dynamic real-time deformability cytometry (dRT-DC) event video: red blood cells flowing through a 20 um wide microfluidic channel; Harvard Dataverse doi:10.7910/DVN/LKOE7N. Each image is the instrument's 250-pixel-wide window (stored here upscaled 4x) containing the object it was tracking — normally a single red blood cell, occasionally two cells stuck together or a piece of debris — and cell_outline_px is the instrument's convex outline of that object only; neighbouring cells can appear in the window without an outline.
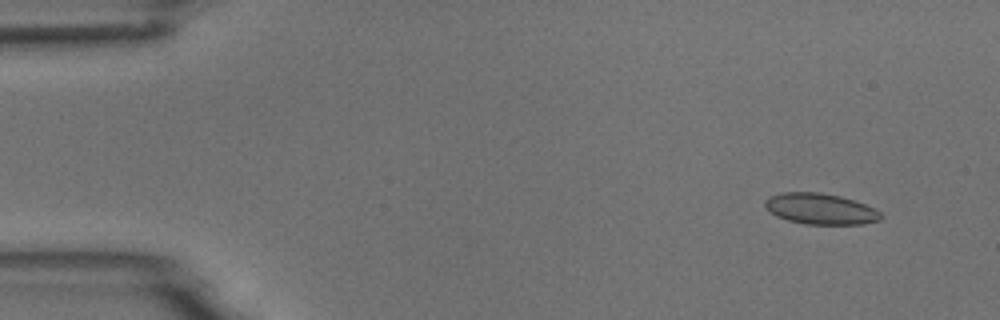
{"species": "common noctule bat (a hibernating species)", "species_latin": "Nyctalus noctula", "temperature_condition": "room temperature", "stored_images_in_passage": 5, "camera_frame_rate_fps": 3000, "um_per_image_px": 0.085, "animal": {"sex": "male", "body_mass_g": 18.8}, "frame": {"image": 1, "passage_image": 2, "time_ms": 1.0, "image_size_px": [1000, 320], "cell_outline_px": [[884, 216], [880, 220], [864, 224], [804, 224], [788, 220], [776, 216], [764, 204], [764, 200], [768, 196], [784, 192], [820, 192], [840, 196], [876, 208]], "centroid_in_image_um": [69.76, 17.75], "position_along_channel_um": 15.2, "area_um2": 20.92}}
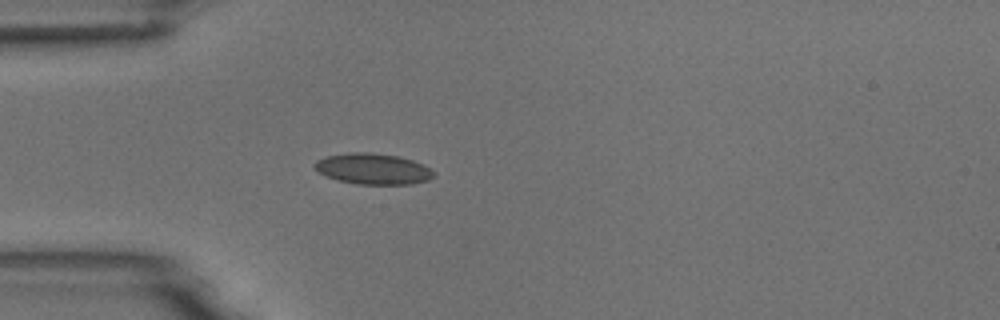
{"frame": {"image": 2, "passage_image": 5, "time_ms": 4.667, "image_size_px": [1000, 320], "cell_outline_px": [[436, 176], [428, 180], [412, 184], [356, 184], [340, 180], [328, 176], [320, 172], [312, 164], [316, 160], [328, 156], [352, 152], [372, 152], [396, 156], [412, 160], [424, 164], [436, 172]], "centroid_in_image_um": [31.77, 14.35], "position_along_channel_um": 53.2, "area_um2": 21.39}}